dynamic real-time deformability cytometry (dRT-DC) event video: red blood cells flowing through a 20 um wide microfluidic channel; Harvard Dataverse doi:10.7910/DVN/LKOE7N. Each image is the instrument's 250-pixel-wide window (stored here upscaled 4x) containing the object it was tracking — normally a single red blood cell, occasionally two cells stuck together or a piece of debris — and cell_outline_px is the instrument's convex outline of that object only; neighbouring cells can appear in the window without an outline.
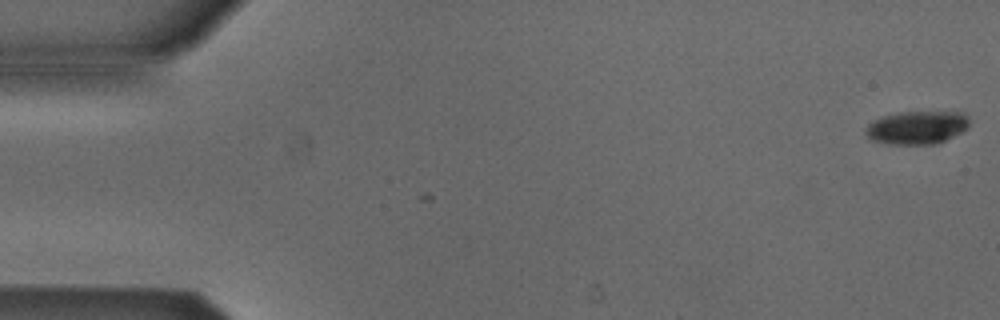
{"species": "Egyptian fruit bat (a non-hibernating species)", "species_latin": "Rousettus aegyptiacus", "temperature_condition": "cold", "stored_images_in_passage": 2, "camera_frame_rate_fps": 3000, "um_per_image_px": 0.085, "animal": {"sex": "male"}, "frame": {"image": 1, "passage_image": 2, "time_ms": 0.333, "image_size_px": [1000, 320], "cell_outline_px": [[968, 128], [944, 140], [932, 144], [888, 144], [872, 140], [864, 132], [868, 124], [884, 116], [900, 112], [964, 112], [968, 116]], "centroid_in_image_um": [77.94, 10.83], "position_along_channel_um": 7.1, "area_um2": 19.77}}